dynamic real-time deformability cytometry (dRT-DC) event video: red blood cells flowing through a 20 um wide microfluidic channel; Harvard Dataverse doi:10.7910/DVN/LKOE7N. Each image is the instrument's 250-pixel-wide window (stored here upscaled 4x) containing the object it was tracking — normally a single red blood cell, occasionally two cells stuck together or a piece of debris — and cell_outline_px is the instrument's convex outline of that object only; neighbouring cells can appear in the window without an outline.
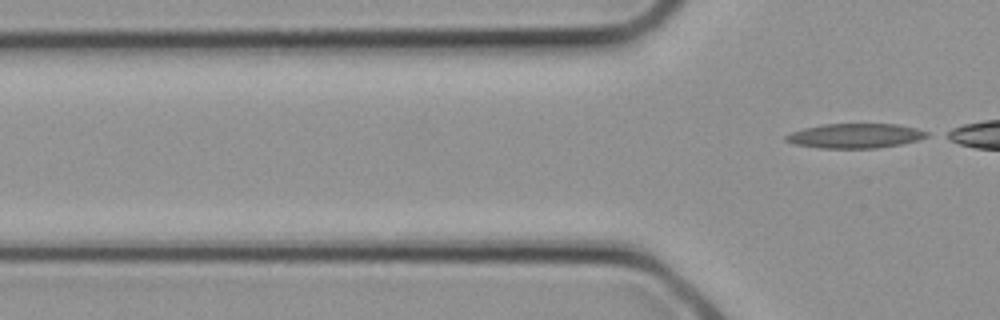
{"species": "common noctule bat (a hibernating species)", "species_latin": "Nyctalus noctula", "temperature_condition": "cold", "stored_images_in_passage": 5, "segment_of_instrument_passage": [2, 2], "camera_frame_rate_fps": 3000, "um_per_image_px": 0.085, "animal": {"sex": "female", "body_mass_g": 21.9}, "frame": {"image": 1, "passage_image": 5, "time_ms": 1.333, "image_size_px": [1000, 320], "cell_outline_px": [[928, 136], [920, 140], [900, 144], [876, 148], [820, 148], [792, 144], [784, 140], [784, 136], [792, 132], [804, 128], [824, 124], [896, 124], [916, 128], [928, 132]], "centroid_in_image_um": [72.67, 11.55], "position_along_channel_um": 53.1, "area_um2": 20.23}}